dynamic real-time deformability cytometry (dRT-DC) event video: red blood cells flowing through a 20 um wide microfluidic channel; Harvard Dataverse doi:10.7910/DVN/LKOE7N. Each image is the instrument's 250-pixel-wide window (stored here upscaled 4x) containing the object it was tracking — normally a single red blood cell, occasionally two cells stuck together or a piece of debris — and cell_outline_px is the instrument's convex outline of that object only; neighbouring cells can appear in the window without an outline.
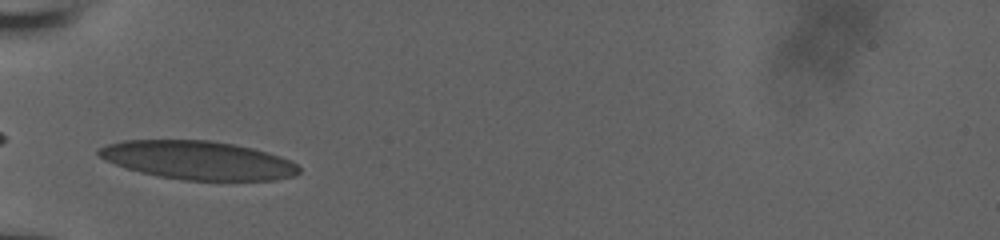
{"species": "human", "species_latin": "Homo sapiens", "temperature_condition": "room temperature", "stored_images_in_passage": 34, "camera_frame_rate_fps": 3000, "um_per_image_px": 0.085, "donor": {"sex": "male"}, "frame": {"image": 1, "passage_image": 1, "time_ms": 0.0, "image_size_px": [1000, 240], "cell_outline_px": [[300, 172], [296, 176], [276, 180], [184, 180], [160, 176], [140, 172], [104, 160], [96, 152], [100, 148], [108, 144], [124, 140], [208, 140], [232, 144], [252, 148], [268, 152], [280, 156], [296, 164], [300, 168]], "centroid_in_image_um": [16.86, 13.62], "position_along_channel_um": 68.1, "area_um2": 44.74}}
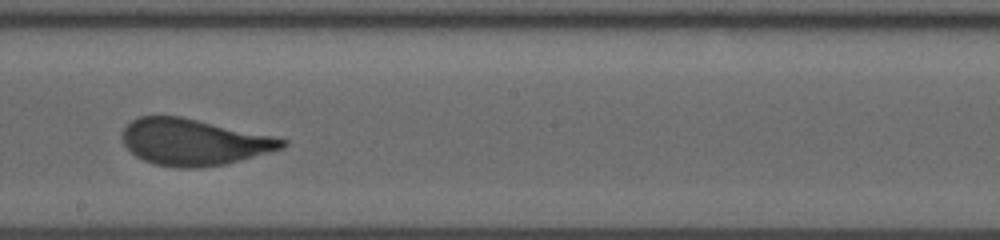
{"frame": {"image": 2, "passage_image": 14, "time_ms": 4.333, "image_size_px": [1000, 240], "cell_outline_px": [[288, 144], [280, 148], [268, 152], [240, 160], [224, 164], [200, 168], [176, 168], [152, 164], [136, 156], [124, 144], [124, 128], [132, 120], [140, 116], [180, 116], [272, 136], [288, 140]], "centroid_in_image_um": [16.45, 12.08], "position_along_channel_um": 231.8, "area_um2": 42.71}}
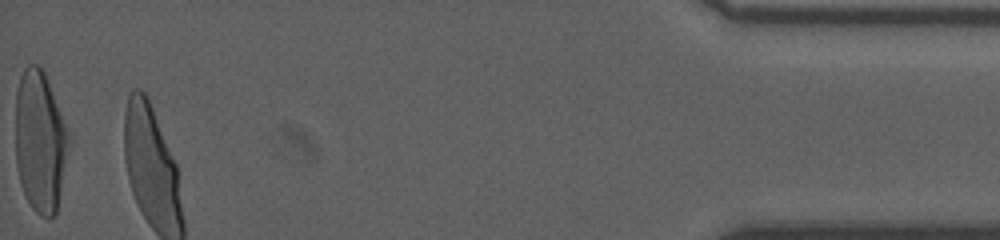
{"frame": {"image": 3, "passage_image": 34, "time_ms": 11.0, "image_size_px": [1000, 240], "cell_outline_px": [[72, 144], [56, 212], [48, 220], [40, 216], [32, 208], [20, 184], [16, 164], [16, 92], [20, 76], [24, 68], [28, 64], [36, 64], [44, 72], [68, 132]], "centroid_in_image_um": [3.42, 12.08], "position_along_channel_um": 431.8, "area_um2": 44.22}, "authors_computed_cell_mechanics": {"area_um2": 43.2055, "velocity_mm_per_s": 3.8503, "shape_relaxation_time_tau1_ms": 3.922, "shape_relaxation_time_tau2_ms": null, "deformation_change_tau1": 0.187, "deformation_change_tau2": null}}